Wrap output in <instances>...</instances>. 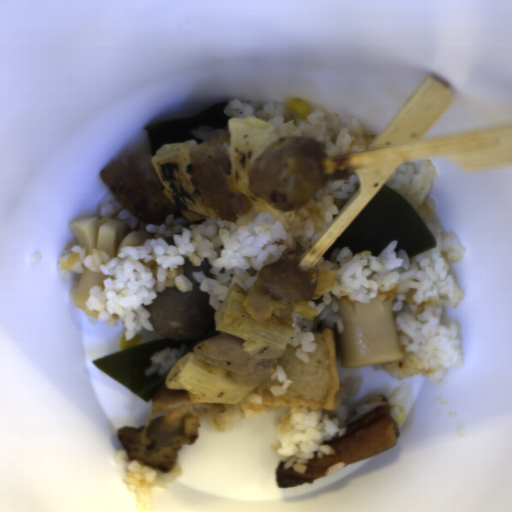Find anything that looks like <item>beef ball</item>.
<instances>
[{
	"instance_id": "c3f7d807",
	"label": "beef ball",
	"mask_w": 512,
	"mask_h": 512,
	"mask_svg": "<svg viewBox=\"0 0 512 512\" xmlns=\"http://www.w3.org/2000/svg\"><path fill=\"white\" fill-rule=\"evenodd\" d=\"M207 258L200 267L185 258L181 265L183 274L192 281V290L184 293L178 287H167L156 292L157 297L149 305H142L150 313L147 319L155 334L174 341H187L202 338L215 328L213 314L217 311L209 304L210 293L202 292L193 271H203L206 277L213 276Z\"/></svg>"
}]
</instances>
